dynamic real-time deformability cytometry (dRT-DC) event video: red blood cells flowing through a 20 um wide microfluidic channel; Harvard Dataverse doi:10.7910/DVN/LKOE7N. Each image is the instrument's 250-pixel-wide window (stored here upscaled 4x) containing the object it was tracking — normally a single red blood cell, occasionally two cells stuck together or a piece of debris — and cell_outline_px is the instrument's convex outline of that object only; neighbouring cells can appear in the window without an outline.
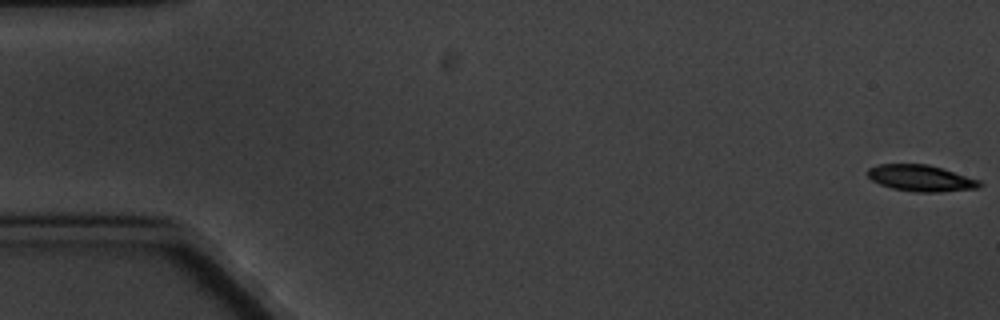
{"species": "common noctule bat (a hibernating species)", "species_latin": "Nyctalus noctula", "temperature_condition": "cold", "stored_images_in_passage": 7, "segment_of_instrument_passage": [1, 2], "camera_frame_rate_fps": 3000, "um_per_image_px": 0.085, "animal": {"sex": "male", "body_mass_g": 20.1, "forearm_length_mm": 53.5}, "frame": {"image": 1, "passage_image": 1, "time_ms": 0.0, "image_size_px": [1000, 320], "cell_outline_px": [[984, 184], [976, 188], [936, 192], [916, 192], [892, 188], [880, 184], [872, 180], [864, 172], [868, 168], [876, 164], [928, 164], [980, 180]], "centroid_in_image_um": [78.22, 15.13], "position_along_channel_um": 6.8, "area_um2": 17.17}}